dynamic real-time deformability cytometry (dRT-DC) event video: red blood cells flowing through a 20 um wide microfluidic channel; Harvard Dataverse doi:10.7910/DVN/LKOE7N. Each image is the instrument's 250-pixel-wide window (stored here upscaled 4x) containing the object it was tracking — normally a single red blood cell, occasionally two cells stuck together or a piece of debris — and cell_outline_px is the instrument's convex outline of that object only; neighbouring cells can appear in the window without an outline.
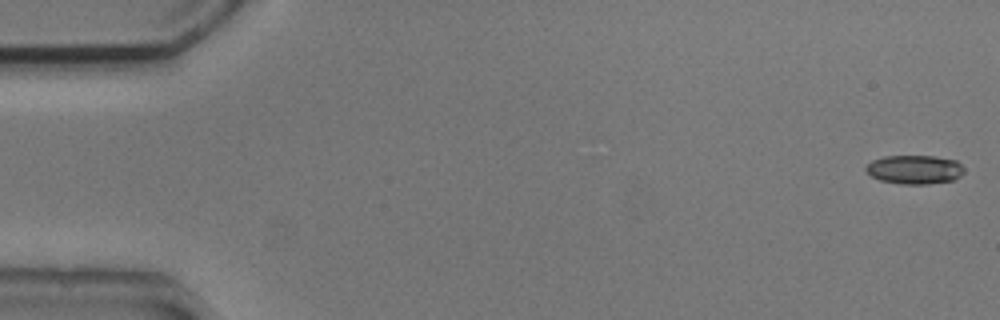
{"species": "common noctule bat (a hibernating species)", "species_latin": "Nyctalus noctula", "temperature_condition": "cold", "stored_images_in_passage": 3, "camera_frame_rate_fps": 3000, "um_per_image_px": 0.085, "animal": {"sex": "male", "body_mass_g": 20.5, "forearm_length_mm": 52.5}, "frame": {"image": 1, "passage_image": 1, "time_ms": 0.0, "image_size_px": [1000, 320], "cell_outline_px": [[964, 172], [960, 176], [952, 180], [928, 184], [904, 184], [880, 180], [872, 176], [864, 168], [872, 160], [884, 156], [936, 156], [956, 160], [964, 168]], "centroid_in_image_um": [77.75, 14.4], "position_along_channel_um": 7.2, "area_um2": 16.47}}